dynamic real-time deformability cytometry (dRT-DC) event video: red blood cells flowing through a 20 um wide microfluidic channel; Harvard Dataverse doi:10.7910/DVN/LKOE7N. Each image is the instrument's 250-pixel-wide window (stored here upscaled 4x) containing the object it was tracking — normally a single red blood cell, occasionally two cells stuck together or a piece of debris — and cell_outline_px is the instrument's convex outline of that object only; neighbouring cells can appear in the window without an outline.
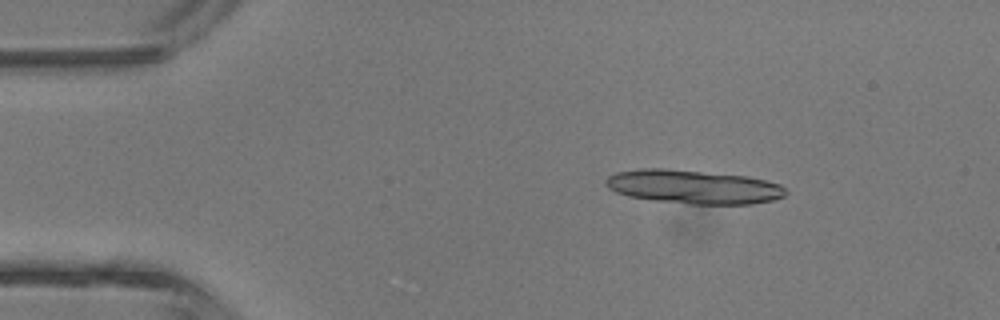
{"species": "common noctule bat (a hibernating species)", "species_latin": "Nyctalus noctula", "temperature_condition": "room temperature", "stored_images_in_passage": 3, "camera_frame_rate_fps": 3000, "um_per_image_px": 0.085, "animal": {"sex": "male", "body_mass_g": 13.3}, "frame": {"image": 1, "passage_image": 2, "time_ms": 1.0, "image_size_px": [1000, 320], "cell_outline_px": [[788, 192], [784, 196], [772, 200], [752, 204], [692, 204], [656, 200], [628, 196], [616, 192], [608, 188], [604, 184], [604, 180], [608, 176], [616, 172], [640, 168], [664, 168], [748, 176], [780, 184]], "centroid_in_image_um": [58.92, 15.87], "position_along_channel_um": 26.1, "area_um2": 35.49}}